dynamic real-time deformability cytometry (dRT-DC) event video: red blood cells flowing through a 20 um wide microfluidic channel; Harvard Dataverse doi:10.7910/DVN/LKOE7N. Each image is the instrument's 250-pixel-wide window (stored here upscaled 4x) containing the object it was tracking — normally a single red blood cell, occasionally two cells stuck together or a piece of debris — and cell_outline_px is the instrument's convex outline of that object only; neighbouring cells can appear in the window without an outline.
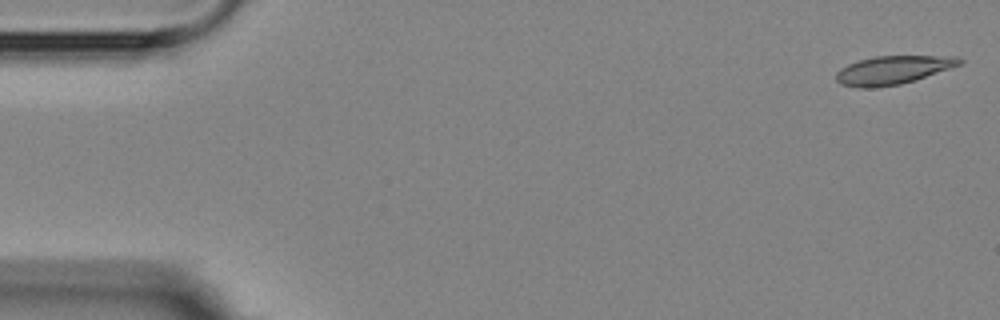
{"species": "Egyptian fruit bat (a non-hibernating species)", "species_latin": "Rousettus aegyptiacus", "temperature_condition": "room temperature", "stored_images_in_passage": 6, "camera_frame_rate_fps": 3000, "um_per_image_px": 0.085, "animal": {"sex": "female"}, "frame": {"image": 1, "passage_image": 1, "time_ms": 0.0, "image_size_px": [1000, 320], "cell_outline_px": [[964, 64], [952, 68], [900, 84], [872, 88], [856, 88], [840, 84], [836, 80], [836, 72], [840, 68], [848, 64], [860, 60], [876, 56], [960, 56], [964, 60]], "centroid_in_image_um": [75.92, 5.95], "position_along_channel_um": 9.1, "area_um2": 20.58}}
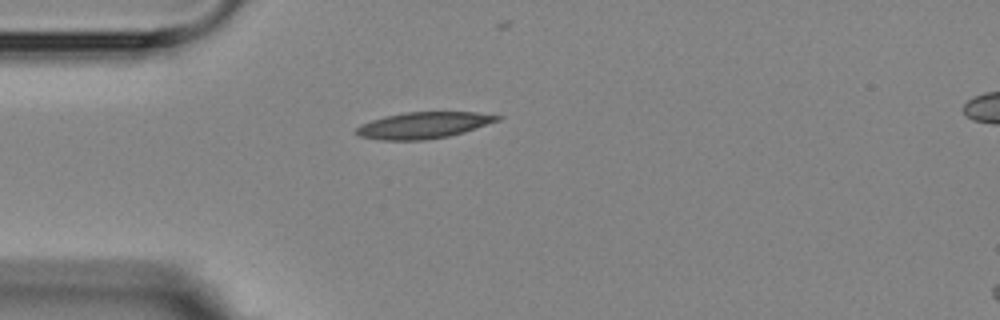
{"frame": {"image": 2, "passage_image": 5, "time_ms": 4.333, "image_size_px": [1000, 320], "cell_outline_px": [[504, 116], [500, 120], [464, 132], [448, 136], [424, 140], [380, 140], [360, 136], [352, 132], [360, 124], [384, 116], [404, 112], [476, 112]], "centroid_in_image_um": [35.98, 10.64], "position_along_channel_um": 49.0, "area_um2": 21.79}}